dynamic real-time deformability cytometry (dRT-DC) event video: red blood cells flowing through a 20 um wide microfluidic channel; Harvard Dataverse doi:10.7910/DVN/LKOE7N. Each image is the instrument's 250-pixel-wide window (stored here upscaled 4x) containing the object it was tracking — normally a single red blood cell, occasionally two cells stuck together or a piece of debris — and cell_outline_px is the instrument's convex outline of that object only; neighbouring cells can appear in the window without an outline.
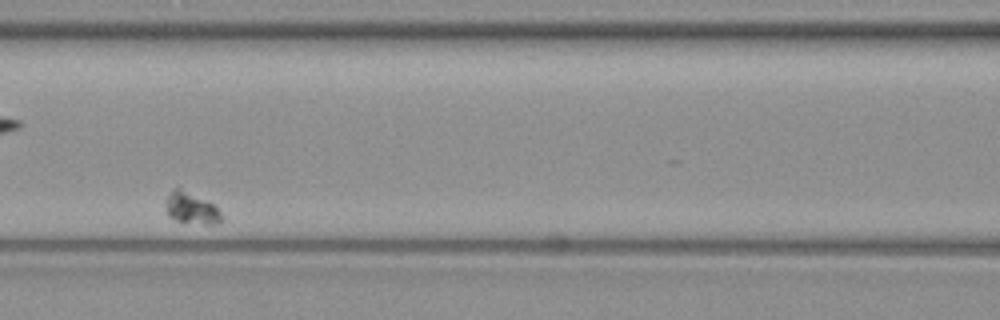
{"species": "common noctule bat (a hibernating species)", "species_latin": "Nyctalus noctula", "temperature_condition": "warm", "stored_images_in_passage": 49, "segment_of_instrument_passage": [2, 2], "camera_frame_rate_fps": 3000, "um_per_image_px": 0.085, "animal": {"sex": "female", "body_mass_g": 19.3, "forearm_length_mm": 54.1}, "frame": {"image": 1, "passage_image": 24, "time_ms": 7.667, "image_size_px": [1000, 320], "cell_outline_px": [[220, 220], [216, 224], [204, 224], [176, 220], [168, 216], [164, 204], [168, 192], [172, 188], [180, 188], [212, 204], [220, 212]], "centroid_in_image_um": [16.17, 17.68], "position_along_channel_um": 150.4, "area_um2": 10.0}}
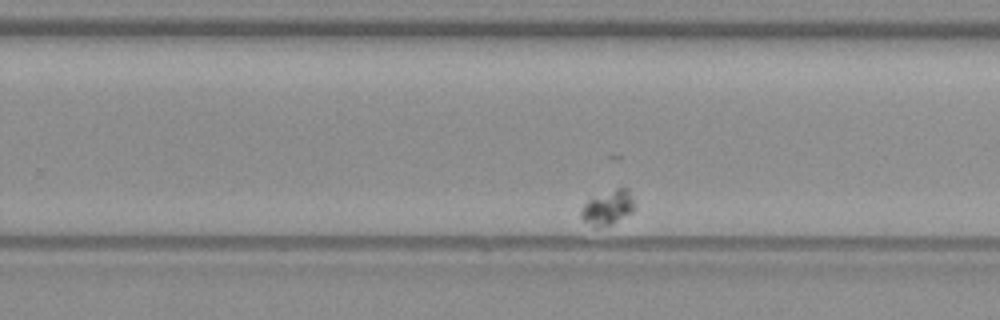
{"frame": {"image": 2, "passage_image": 37, "time_ms": 12.0, "image_size_px": [1000, 320], "cell_outline_px": [[636, 204], [632, 212], [612, 224], [596, 228], [584, 220], [580, 216], [580, 212], [584, 204], [588, 200], [616, 188], [628, 188], [636, 200]], "centroid_in_image_um": [51.72, 17.64], "position_along_channel_um": 278.1, "area_um2": 10.75}}
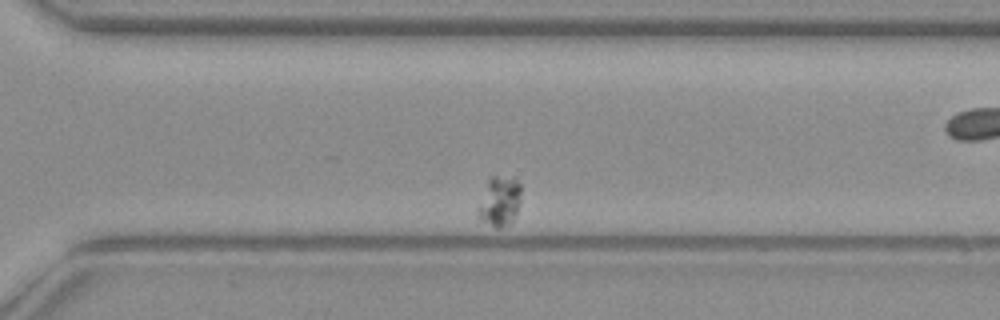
{"frame": {"image": 3, "passage_image": 42, "time_ms": 13.667, "image_size_px": [1000, 320], "cell_outline_px": [[520, 200], [512, 224], [500, 228], [496, 228], [484, 220], [476, 212], [476, 208], [488, 176], [496, 176], [516, 180], [520, 184]], "centroid_in_image_um": [42.43, 17.11], "position_along_channel_um": 328.2, "area_um2": 12.54}}